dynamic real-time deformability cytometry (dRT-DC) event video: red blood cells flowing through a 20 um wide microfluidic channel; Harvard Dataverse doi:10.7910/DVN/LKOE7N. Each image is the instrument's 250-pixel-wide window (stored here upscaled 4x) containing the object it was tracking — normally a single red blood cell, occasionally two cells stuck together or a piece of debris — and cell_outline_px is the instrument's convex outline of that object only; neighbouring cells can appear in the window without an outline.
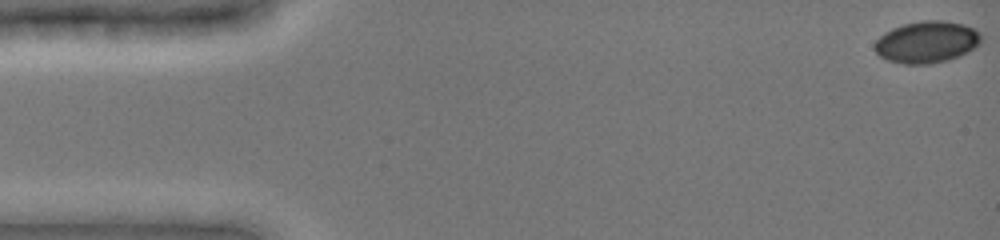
{"species": "common noctule bat (a hibernating species)", "species_latin": "Nyctalus noctula", "temperature_condition": "cold", "stored_images_in_passage": 36, "camera_frame_rate_fps": 3000, "um_per_image_px": 0.085, "animal": {"sex": "female", "body_mass_g": 19.0, "forearm_length_mm": 51.5}, "frame": {"image": 1, "passage_image": 1, "time_ms": 0.0, "image_size_px": [1000, 240], "cell_outline_px": [[980, 44], [976, 48], [960, 56], [948, 60], [928, 64], [904, 64], [888, 60], [880, 56], [876, 52], [876, 40], [884, 32], [892, 28], [904, 24], [920, 20], [944, 20], [964, 24], [980, 32]], "centroid_in_image_um": [78.8, 3.57], "position_along_channel_um": 6.2, "area_um2": 26.01}}
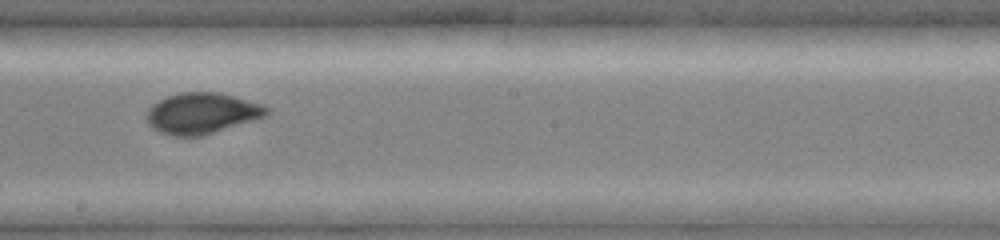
{"frame": {"image": 2, "passage_image": 21, "time_ms": 9.0, "image_size_px": [1000, 240], "cell_outline_px": [[268, 112], [264, 116], [256, 120], [200, 136], [176, 136], [160, 132], [152, 128], [148, 124], [144, 116], [148, 108], [152, 104], [168, 96], [180, 92], [216, 92], [232, 96], [260, 104], [268, 108]], "centroid_in_image_um": [17.1, 9.63], "position_along_channel_um": 231.1, "area_um2": 28.44}}
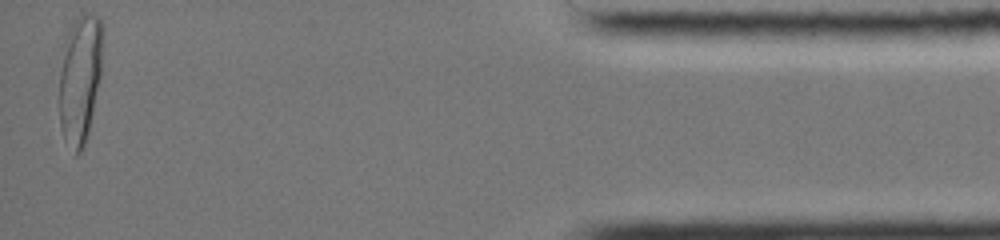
{"frame": {"image": 3, "passage_image": 36, "time_ms": 15.667, "image_size_px": [1000, 240], "cell_outline_px": [[104, 44], [100, 76], [88, 132], [84, 144], [80, 152], [76, 156], [64, 136], [60, 124], [60, 72], [64, 40], [68, 28], [72, 20], [88, 12], [96, 16], [104, 24]], "centroid_in_image_um": [6.82, 6.57], "position_along_channel_um": 428.4, "area_um2": 32.77}}